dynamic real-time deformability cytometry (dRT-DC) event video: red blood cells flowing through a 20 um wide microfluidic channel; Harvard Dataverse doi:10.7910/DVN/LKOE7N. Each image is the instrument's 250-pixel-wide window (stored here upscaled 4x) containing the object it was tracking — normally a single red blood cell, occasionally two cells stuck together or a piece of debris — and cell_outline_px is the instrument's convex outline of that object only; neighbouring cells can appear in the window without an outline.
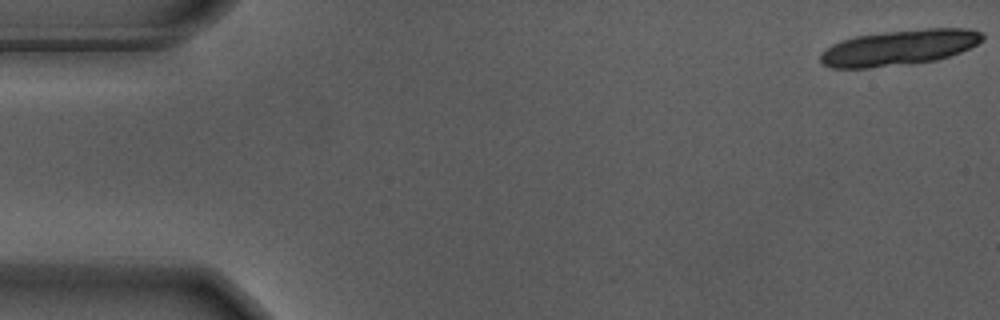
{"species": "Egyptian fruit bat (a non-hibernating species)", "species_latin": "Rousettus aegyptiacus", "temperature_condition": "warm", "stored_images_in_passage": 19, "camera_frame_rate_fps": 3000, "um_per_image_px": 0.085, "animal": {"sex": "male"}, "frame": {"image": 1, "passage_image": 1, "time_ms": 0.0, "image_size_px": [1000, 320], "cell_outline_px": [[984, 36], [976, 44], [960, 52], [936, 60], [912, 64], [868, 68], [832, 68], [824, 64], [820, 60], [820, 56], [832, 44], [840, 40], [856, 36], [888, 32], [924, 28], [964, 28], [980, 32]], "centroid_in_image_um": [76.41, 4.05], "position_along_channel_um": 8.6, "area_um2": 33.23}}